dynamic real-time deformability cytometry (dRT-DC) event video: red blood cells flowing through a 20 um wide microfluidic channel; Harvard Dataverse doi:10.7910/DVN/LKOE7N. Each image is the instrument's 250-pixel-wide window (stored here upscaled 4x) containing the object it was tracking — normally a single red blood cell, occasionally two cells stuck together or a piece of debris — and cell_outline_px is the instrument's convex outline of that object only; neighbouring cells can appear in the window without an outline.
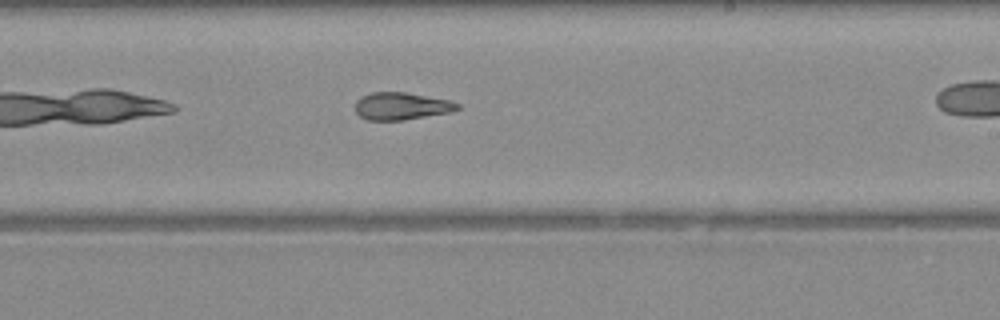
{"species": "Egyptian fruit bat (a non-hibernating species)", "species_latin": "Rousettus aegyptiacus", "temperature_condition": "warm", "stored_images_in_passage": 22, "camera_frame_rate_fps": 3000, "um_per_image_px": 0.085, "animal": {"sex": "female"}, "frame": {"image": 1, "passage_image": 13, "time_ms": 4.0, "image_size_px": [1000, 320], "cell_outline_px": [[460, 108], [452, 112], [404, 120], [368, 120], [360, 116], [356, 112], [356, 100], [360, 96], [372, 92], [404, 92], [448, 100], [460, 104]], "centroid_in_image_um": [34.11, 9.02], "position_along_channel_um": 254.9, "area_um2": 16.3}}
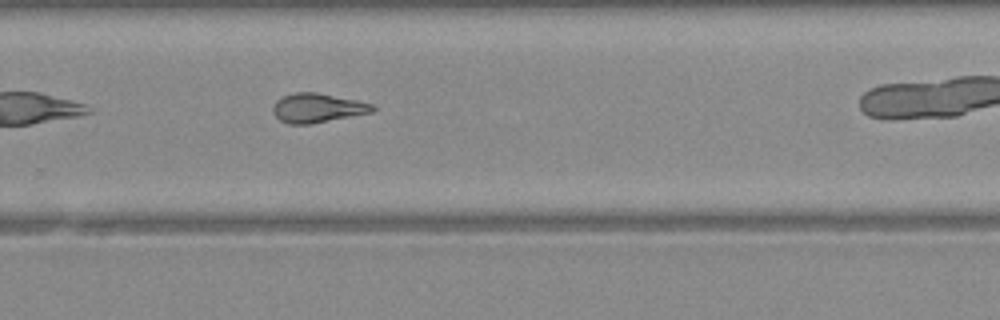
{"frame": {"image": 2, "passage_image": 16, "time_ms": 5.0, "image_size_px": [1000, 320], "cell_outline_px": [[376, 108], [372, 112], [308, 124], [288, 124], [280, 120], [272, 112], [272, 108], [276, 100], [284, 96], [296, 92], [316, 92], [356, 100], [372, 104]], "centroid_in_image_um": [26.95, 9.17], "position_along_channel_um": 302.9, "area_um2": 16.7}}